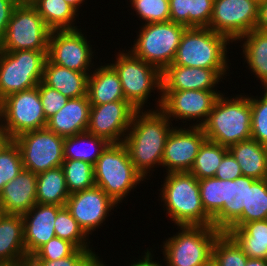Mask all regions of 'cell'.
<instances>
[{
  "instance_id": "cell-1",
  "label": "cell",
  "mask_w": 267,
  "mask_h": 266,
  "mask_svg": "<svg viewBox=\"0 0 267 266\" xmlns=\"http://www.w3.org/2000/svg\"><path fill=\"white\" fill-rule=\"evenodd\" d=\"M172 125L160 109L137 110L133 116L123 143L135 169L145 180L152 174L150 171L155 170L152 168L161 166Z\"/></svg>"
},
{
  "instance_id": "cell-2",
  "label": "cell",
  "mask_w": 267,
  "mask_h": 266,
  "mask_svg": "<svg viewBox=\"0 0 267 266\" xmlns=\"http://www.w3.org/2000/svg\"><path fill=\"white\" fill-rule=\"evenodd\" d=\"M160 201L169 220L178 226H213L205 212L198 179L190 172L165 173ZM166 207V208H165Z\"/></svg>"
},
{
  "instance_id": "cell-3",
  "label": "cell",
  "mask_w": 267,
  "mask_h": 266,
  "mask_svg": "<svg viewBox=\"0 0 267 266\" xmlns=\"http://www.w3.org/2000/svg\"><path fill=\"white\" fill-rule=\"evenodd\" d=\"M242 94L230 99L222 94L217 98L207 121L201 126L206 140L229 148L251 139L250 96Z\"/></svg>"
},
{
  "instance_id": "cell-4",
  "label": "cell",
  "mask_w": 267,
  "mask_h": 266,
  "mask_svg": "<svg viewBox=\"0 0 267 266\" xmlns=\"http://www.w3.org/2000/svg\"><path fill=\"white\" fill-rule=\"evenodd\" d=\"M93 167L95 186L117 204H121L132 189L145 181L135 169L123 142L109 143Z\"/></svg>"
},
{
  "instance_id": "cell-5",
  "label": "cell",
  "mask_w": 267,
  "mask_h": 266,
  "mask_svg": "<svg viewBox=\"0 0 267 266\" xmlns=\"http://www.w3.org/2000/svg\"><path fill=\"white\" fill-rule=\"evenodd\" d=\"M116 61L113 60L109 63L117 72L122 91L127 100L137 110H144V106L147 104L151 92L155 94V90L158 91V100L155 103L156 109H160L161 106V71L135 57L129 50H119L115 55Z\"/></svg>"
},
{
  "instance_id": "cell-6",
  "label": "cell",
  "mask_w": 267,
  "mask_h": 266,
  "mask_svg": "<svg viewBox=\"0 0 267 266\" xmlns=\"http://www.w3.org/2000/svg\"><path fill=\"white\" fill-rule=\"evenodd\" d=\"M230 40L208 27H187L171 65L199 68H230Z\"/></svg>"
},
{
  "instance_id": "cell-7",
  "label": "cell",
  "mask_w": 267,
  "mask_h": 266,
  "mask_svg": "<svg viewBox=\"0 0 267 266\" xmlns=\"http://www.w3.org/2000/svg\"><path fill=\"white\" fill-rule=\"evenodd\" d=\"M141 25L129 51L162 72L173 63L187 27L172 21Z\"/></svg>"
},
{
  "instance_id": "cell-8",
  "label": "cell",
  "mask_w": 267,
  "mask_h": 266,
  "mask_svg": "<svg viewBox=\"0 0 267 266\" xmlns=\"http://www.w3.org/2000/svg\"><path fill=\"white\" fill-rule=\"evenodd\" d=\"M175 235L161 245L164 265L202 266L212 256L214 240L221 233L213 226H178Z\"/></svg>"
},
{
  "instance_id": "cell-9",
  "label": "cell",
  "mask_w": 267,
  "mask_h": 266,
  "mask_svg": "<svg viewBox=\"0 0 267 266\" xmlns=\"http://www.w3.org/2000/svg\"><path fill=\"white\" fill-rule=\"evenodd\" d=\"M48 51L0 50V101L38 86L43 80Z\"/></svg>"
},
{
  "instance_id": "cell-10",
  "label": "cell",
  "mask_w": 267,
  "mask_h": 266,
  "mask_svg": "<svg viewBox=\"0 0 267 266\" xmlns=\"http://www.w3.org/2000/svg\"><path fill=\"white\" fill-rule=\"evenodd\" d=\"M51 30L29 2H20L8 22L1 51H48Z\"/></svg>"
},
{
  "instance_id": "cell-11",
  "label": "cell",
  "mask_w": 267,
  "mask_h": 266,
  "mask_svg": "<svg viewBox=\"0 0 267 266\" xmlns=\"http://www.w3.org/2000/svg\"><path fill=\"white\" fill-rule=\"evenodd\" d=\"M0 122L9 140L25 132L45 128L48 120L38 87L11 94L0 101Z\"/></svg>"
},
{
  "instance_id": "cell-12",
  "label": "cell",
  "mask_w": 267,
  "mask_h": 266,
  "mask_svg": "<svg viewBox=\"0 0 267 266\" xmlns=\"http://www.w3.org/2000/svg\"><path fill=\"white\" fill-rule=\"evenodd\" d=\"M64 139L45 127L25 132L13 140L20 149L23 168L39 174L62 166Z\"/></svg>"
},
{
  "instance_id": "cell-13",
  "label": "cell",
  "mask_w": 267,
  "mask_h": 266,
  "mask_svg": "<svg viewBox=\"0 0 267 266\" xmlns=\"http://www.w3.org/2000/svg\"><path fill=\"white\" fill-rule=\"evenodd\" d=\"M84 35L81 28L51 31L47 59L59 66L89 75L96 67L92 59L95 51L92 50L87 35Z\"/></svg>"
},
{
  "instance_id": "cell-14",
  "label": "cell",
  "mask_w": 267,
  "mask_h": 266,
  "mask_svg": "<svg viewBox=\"0 0 267 266\" xmlns=\"http://www.w3.org/2000/svg\"><path fill=\"white\" fill-rule=\"evenodd\" d=\"M258 10V0H214L208 28L236 42L256 28Z\"/></svg>"
},
{
  "instance_id": "cell-15",
  "label": "cell",
  "mask_w": 267,
  "mask_h": 266,
  "mask_svg": "<svg viewBox=\"0 0 267 266\" xmlns=\"http://www.w3.org/2000/svg\"><path fill=\"white\" fill-rule=\"evenodd\" d=\"M219 96L216 91L206 90L161 91L160 110L172 122L182 120L180 122L183 125L186 123V126V121L192 122L193 119L196 122L189 126L201 127L207 121Z\"/></svg>"
},
{
  "instance_id": "cell-16",
  "label": "cell",
  "mask_w": 267,
  "mask_h": 266,
  "mask_svg": "<svg viewBox=\"0 0 267 266\" xmlns=\"http://www.w3.org/2000/svg\"><path fill=\"white\" fill-rule=\"evenodd\" d=\"M137 111L127 100L91 105L87 132L108 143L124 141Z\"/></svg>"
},
{
  "instance_id": "cell-17",
  "label": "cell",
  "mask_w": 267,
  "mask_h": 266,
  "mask_svg": "<svg viewBox=\"0 0 267 266\" xmlns=\"http://www.w3.org/2000/svg\"><path fill=\"white\" fill-rule=\"evenodd\" d=\"M117 204L100 187L71 193L66 201V208L79 226L89 236L95 229H100L111 210L114 211Z\"/></svg>"
},
{
  "instance_id": "cell-18",
  "label": "cell",
  "mask_w": 267,
  "mask_h": 266,
  "mask_svg": "<svg viewBox=\"0 0 267 266\" xmlns=\"http://www.w3.org/2000/svg\"><path fill=\"white\" fill-rule=\"evenodd\" d=\"M205 140L202 127L174 125L166 140L161 166L166 173L189 172Z\"/></svg>"
},
{
  "instance_id": "cell-19",
  "label": "cell",
  "mask_w": 267,
  "mask_h": 266,
  "mask_svg": "<svg viewBox=\"0 0 267 266\" xmlns=\"http://www.w3.org/2000/svg\"><path fill=\"white\" fill-rule=\"evenodd\" d=\"M228 69L169 65L161 72V91L206 90L222 95L215 87H218L223 77L229 76Z\"/></svg>"
},
{
  "instance_id": "cell-20",
  "label": "cell",
  "mask_w": 267,
  "mask_h": 266,
  "mask_svg": "<svg viewBox=\"0 0 267 266\" xmlns=\"http://www.w3.org/2000/svg\"><path fill=\"white\" fill-rule=\"evenodd\" d=\"M62 206L36 203L22 215L24 243L27 257L56 236L54 223Z\"/></svg>"
},
{
  "instance_id": "cell-21",
  "label": "cell",
  "mask_w": 267,
  "mask_h": 266,
  "mask_svg": "<svg viewBox=\"0 0 267 266\" xmlns=\"http://www.w3.org/2000/svg\"><path fill=\"white\" fill-rule=\"evenodd\" d=\"M37 174L22 171L0 192V208L5 214L23 215L36 204Z\"/></svg>"
},
{
  "instance_id": "cell-22",
  "label": "cell",
  "mask_w": 267,
  "mask_h": 266,
  "mask_svg": "<svg viewBox=\"0 0 267 266\" xmlns=\"http://www.w3.org/2000/svg\"><path fill=\"white\" fill-rule=\"evenodd\" d=\"M256 179L240 176L235 180H224V206L212 218L213 227L220 232H226L247 208L248 186Z\"/></svg>"
},
{
  "instance_id": "cell-23",
  "label": "cell",
  "mask_w": 267,
  "mask_h": 266,
  "mask_svg": "<svg viewBox=\"0 0 267 266\" xmlns=\"http://www.w3.org/2000/svg\"><path fill=\"white\" fill-rule=\"evenodd\" d=\"M91 104L88 96L69 99L67 103L48 119L47 128L66 138L87 131Z\"/></svg>"
},
{
  "instance_id": "cell-24",
  "label": "cell",
  "mask_w": 267,
  "mask_h": 266,
  "mask_svg": "<svg viewBox=\"0 0 267 266\" xmlns=\"http://www.w3.org/2000/svg\"><path fill=\"white\" fill-rule=\"evenodd\" d=\"M102 64L97 65L88 75L87 96L90 104L101 105L125 100L117 72L109 63Z\"/></svg>"
},
{
  "instance_id": "cell-25",
  "label": "cell",
  "mask_w": 267,
  "mask_h": 266,
  "mask_svg": "<svg viewBox=\"0 0 267 266\" xmlns=\"http://www.w3.org/2000/svg\"><path fill=\"white\" fill-rule=\"evenodd\" d=\"M28 261L23 219L19 214L0 215V263Z\"/></svg>"
},
{
  "instance_id": "cell-26",
  "label": "cell",
  "mask_w": 267,
  "mask_h": 266,
  "mask_svg": "<svg viewBox=\"0 0 267 266\" xmlns=\"http://www.w3.org/2000/svg\"><path fill=\"white\" fill-rule=\"evenodd\" d=\"M87 81L86 73L70 70L46 59L42 82L65 97L73 99L86 96Z\"/></svg>"
},
{
  "instance_id": "cell-27",
  "label": "cell",
  "mask_w": 267,
  "mask_h": 266,
  "mask_svg": "<svg viewBox=\"0 0 267 266\" xmlns=\"http://www.w3.org/2000/svg\"><path fill=\"white\" fill-rule=\"evenodd\" d=\"M228 151L240 165L243 176L267 179V146L248 139L230 146Z\"/></svg>"
},
{
  "instance_id": "cell-28",
  "label": "cell",
  "mask_w": 267,
  "mask_h": 266,
  "mask_svg": "<svg viewBox=\"0 0 267 266\" xmlns=\"http://www.w3.org/2000/svg\"><path fill=\"white\" fill-rule=\"evenodd\" d=\"M225 233L237 242L248 258L267 259V219L230 227Z\"/></svg>"
},
{
  "instance_id": "cell-29",
  "label": "cell",
  "mask_w": 267,
  "mask_h": 266,
  "mask_svg": "<svg viewBox=\"0 0 267 266\" xmlns=\"http://www.w3.org/2000/svg\"><path fill=\"white\" fill-rule=\"evenodd\" d=\"M242 42V56L249 69L267 88V32L254 28L243 35L238 42Z\"/></svg>"
},
{
  "instance_id": "cell-30",
  "label": "cell",
  "mask_w": 267,
  "mask_h": 266,
  "mask_svg": "<svg viewBox=\"0 0 267 266\" xmlns=\"http://www.w3.org/2000/svg\"><path fill=\"white\" fill-rule=\"evenodd\" d=\"M51 30H74L78 12L65 0H31L29 2Z\"/></svg>"
},
{
  "instance_id": "cell-31",
  "label": "cell",
  "mask_w": 267,
  "mask_h": 266,
  "mask_svg": "<svg viewBox=\"0 0 267 266\" xmlns=\"http://www.w3.org/2000/svg\"><path fill=\"white\" fill-rule=\"evenodd\" d=\"M69 196L62 167L37 174L36 203L65 206Z\"/></svg>"
},
{
  "instance_id": "cell-32",
  "label": "cell",
  "mask_w": 267,
  "mask_h": 266,
  "mask_svg": "<svg viewBox=\"0 0 267 266\" xmlns=\"http://www.w3.org/2000/svg\"><path fill=\"white\" fill-rule=\"evenodd\" d=\"M109 143L89 132L66 137L63 143L64 159L82 160L94 165Z\"/></svg>"
},
{
  "instance_id": "cell-33",
  "label": "cell",
  "mask_w": 267,
  "mask_h": 266,
  "mask_svg": "<svg viewBox=\"0 0 267 266\" xmlns=\"http://www.w3.org/2000/svg\"><path fill=\"white\" fill-rule=\"evenodd\" d=\"M228 152L227 147L205 140L189 172L198 180L214 177L223 157Z\"/></svg>"
},
{
  "instance_id": "cell-34",
  "label": "cell",
  "mask_w": 267,
  "mask_h": 266,
  "mask_svg": "<svg viewBox=\"0 0 267 266\" xmlns=\"http://www.w3.org/2000/svg\"><path fill=\"white\" fill-rule=\"evenodd\" d=\"M267 219V179H256L248 186L247 208L231 227H242L245 223Z\"/></svg>"
},
{
  "instance_id": "cell-35",
  "label": "cell",
  "mask_w": 267,
  "mask_h": 266,
  "mask_svg": "<svg viewBox=\"0 0 267 266\" xmlns=\"http://www.w3.org/2000/svg\"><path fill=\"white\" fill-rule=\"evenodd\" d=\"M54 230L57 237L71 242L77 249L93 248V244L90 245L89 236L79 226L66 206H62L58 210Z\"/></svg>"
},
{
  "instance_id": "cell-36",
  "label": "cell",
  "mask_w": 267,
  "mask_h": 266,
  "mask_svg": "<svg viewBox=\"0 0 267 266\" xmlns=\"http://www.w3.org/2000/svg\"><path fill=\"white\" fill-rule=\"evenodd\" d=\"M61 167L70 194L95 186L94 167L91 163L76 159H64Z\"/></svg>"
},
{
  "instance_id": "cell-37",
  "label": "cell",
  "mask_w": 267,
  "mask_h": 266,
  "mask_svg": "<svg viewBox=\"0 0 267 266\" xmlns=\"http://www.w3.org/2000/svg\"><path fill=\"white\" fill-rule=\"evenodd\" d=\"M212 257L219 266H246L248 259L237 242L225 232L214 240Z\"/></svg>"
},
{
  "instance_id": "cell-38",
  "label": "cell",
  "mask_w": 267,
  "mask_h": 266,
  "mask_svg": "<svg viewBox=\"0 0 267 266\" xmlns=\"http://www.w3.org/2000/svg\"><path fill=\"white\" fill-rule=\"evenodd\" d=\"M22 169L20 149L14 140H8L0 149V192Z\"/></svg>"
},
{
  "instance_id": "cell-39",
  "label": "cell",
  "mask_w": 267,
  "mask_h": 266,
  "mask_svg": "<svg viewBox=\"0 0 267 266\" xmlns=\"http://www.w3.org/2000/svg\"><path fill=\"white\" fill-rule=\"evenodd\" d=\"M205 212L213 218L224 206V180L215 177L198 180Z\"/></svg>"
},
{
  "instance_id": "cell-40",
  "label": "cell",
  "mask_w": 267,
  "mask_h": 266,
  "mask_svg": "<svg viewBox=\"0 0 267 266\" xmlns=\"http://www.w3.org/2000/svg\"><path fill=\"white\" fill-rule=\"evenodd\" d=\"M143 24L170 21L169 0H129ZM145 22V23H144Z\"/></svg>"
},
{
  "instance_id": "cell-41",
  "label": "cell",
  "mask_w": 267,
  "mask_h": 266,
  "mask_svg": "<svg viewBox=\"0 0 267 266\" xmlns=\"http://www.w3.org/2000/svg\"><path fill=\"white\" fill-rule=\"evenodd\" d=\"M263 91L259 98L250 95L251 139L267 146V92Z\"/></svg>"
},
{
  "instance_id": "cell-42",
  "label": "cell",
  "mask_w": 267,
  "mask_h": 266,
  "mask_svg": "<svg viewBox=\"0 0 267 266\" xmlns=\"http://www.w3.org/2000/svg\"><path fill=\"white\" fill-rule=\"evenodd\" d=\"M77 248L57 236L41 246L28 260H58L70 256Z\"/></svg>"
},
{
  "instance_id": "cell-43",
  "label": "cell",
  "mask_w": 267,
  "mask_h": 266,
  "mask_svg": "<svg viewBox=\"0 0 267 266\" xmlns=\"http://www.w3.org/2000/svg\"><path fill=\"white\" fill-rule=\"evenodd\" d=\"M40 100L46 119L57 113L69 100L61 92L45 85L42 81L38 84Z\"/></svg>"
},
{
  "instance_id": "cell-44",
  "label": "cell",
  "mask_w": 267,
  "mask_h": 266,
  "mask_svg": "<svg viewBox=\"0 0 267 266\" xmlns=\"http://www.w3.org/2000/svg\"><path fill=\"white\" fill-rule=\"evenodd\" d=\"M95 255L93 249H76L70 256L58 260H28V266H85Z\"/></svg>"
},
{
  "instance_id": "cell-45",
  "label": "cell",
  "mask_w": 267,
  "mask_h": 266,
  "mask_svg": "<svg viewBox=\"0 0 267 266\" xmlns=\"http://www.w3.org/2000/svg\"><path fill=\"white\" fill-rule=\"evenodd\" d=\"M214 0H190L189 27H208Z\"/></svg>"
},
{
  "instance_id": "cell-46",
  "label": "cell",
  "mask_w": 267,
  "mask_h": 266,
  "mask_svg": "<svg viewBox=\"0 0 267 266\" xmlns=\"http://www.w3.org/2000/svg\"><path fill=\"white\" fill-rule=\"evenodd\" d=\"M240 176H242L240 165L233 155L228 152L223 157L214 177L220 180H235Z\"/></svg>"
},
{
  "instance_id": "cell-47",
  "label": "cell",
  "mask_w": 267,
  "mask_h": 266,
  "mask_svg": "<svg viewBox=\"0 0 267 266\" xmlns=\"http://www.w3.org/2000/svg\"><path fill=\"white\" fill-rule=\"evenodd\" d=\"M170 21L189 27L190 0H169Z\"/></svg>"
},
{
  "instance_id": "cell-48",
  "label": "cell",
  "mask_w": 267,
  "mask_h": 266,
  "mask_svg": "<svg viewBox=\"0 0 267 266\" xmlns=\"http://www.w3.org/2000/svg\"><path fill=\"white\" fill-rule=\"evenodd\" d=\"M21 0H0V43L5 35L8 22Z\"/></svg>"
},
{
  "instance_id": "cell-49",
  "label": "cell",
  "mask_w": 267,
  "mask_h": 266,
  "mask_svg": "<svg viewBox=\"0 0 267 266\" xmlns=\"http://www.w3.org/2000/svg\"><path fill=\"white\" fill-rule=\"evenodd\" d=\"M151 250L152 248L148 250L146 249V251H144V255L140 257L141 259L139 258L137 259L138 261L136 260L134 262H131V264L129 263L128 266H161V263H159V261H153L154 254Z\"/></svg>"
},
{
  "instance_id": "cell-50",
  "label": "cell",
  "mask_w": 267,
  "mask_h": 266,
  "mask_svg": "<svg viewBox=\"0 0 267 266\" xmlns=\"http://www.w3.org/2000/svg\"><path fill=\"white\" fill-rule=\"evenodd\" d=\"M256 28L267 32V0L259 1L258 21Z\"/></svg>"
},
{
  "instance_id": "cell-51",
  "label": "cell",
  "mask_w": 267,
  "mask_h": 266,
  "mask_svg": "<svg viewBox=\"0 0 267 266\" xmlns=\"http://www.w3.org/2000/svg\"><path fill=\"white\" fill-rule=\"evenodd\" d=\"M246 266H267V259L248 258Z\"/></svg>"
},
{
  "instance_id": "cell-52",
  "label": "cell",
  "mask_w": 267,
  "mask_h": 266,
  "mask_svg": "<svg viewBox=\"0 0 267 266\" xmlns=\"http://www.w3.org/2000/svg\"><path fill=\"white\" fill-rule=\"evenodd\" d=\"M97 254L85 266H108Z\"/></svg>"
},
{
  "instance_id": "cell-53",
  "label": "cell",
  "mask_w": 267,
  "mask_h": 266,
  "mask_svg": "<svg viewBox=\"0 0 267 266\" xmlns=\"http://www.w3.org/2000/svg\"><path fill=\"white\" fill-rule=\"evenodd\" d=\"M8 140H9V138L6 134V131L4 130V128L0 122V149Z\"/></svg>"
},
{
  "instance_id": "cell-54",
  "label": "cell",
  "mask_w": 267,
  "mask_h": 266,
  "mask_svg": "<svg viewBox=\"0 0 267 266\" xmlns=\"http://www.w3.org/2000/svg\"><path fill=\"white\" fill-rule=\"evenodd\" d=\"M68 4H70L77 12L81 9L80 6H82L85 2V0H65ZM82 4V5H81Z\"/></svg>"
},
{
  "instance_id": "cell-55",
  "label": "cell",
  "mask_w": 267,
  "mask_h": 266,
  "mask_svg": "<svg viewBox=\"0 0 267 266\" xmlns=\"http://www.w3.org/2000/svg\"><path fill=\"white\" fill-rule=\"evenodd\" d=\"M0 266H28V261H15L8 263H0Z\"/></svg>"
},
{
  "instance_id": "cell-56",
  "label": "cell",
  "mask_w": 267,
  "mask_h": 266,
  "mask_svg": "<svg viewBox=\"0 0 267 266\" xmlns=\"http://www.w3.org/2000/svg\"><path fill=\"white\" fill-rule=\"evenodd\" d=\"M202 266H219L215 259L211 256Z\"/></svg>"
},
{
  "instance_id": "cell-57",
  "label": "cell",
  "mask_w": 267,
  "mask_h": 266,
  "mask_svg": "<svg viewBox=\"0 0 267 266\" xmlns=\"http://www.w3.org/2000/svg\"><path fill=\"white\" fill-rule=\"evenodd\" d=\"M22 2H30L31 0H21Z\"/></svg>"
}]
</instances>
